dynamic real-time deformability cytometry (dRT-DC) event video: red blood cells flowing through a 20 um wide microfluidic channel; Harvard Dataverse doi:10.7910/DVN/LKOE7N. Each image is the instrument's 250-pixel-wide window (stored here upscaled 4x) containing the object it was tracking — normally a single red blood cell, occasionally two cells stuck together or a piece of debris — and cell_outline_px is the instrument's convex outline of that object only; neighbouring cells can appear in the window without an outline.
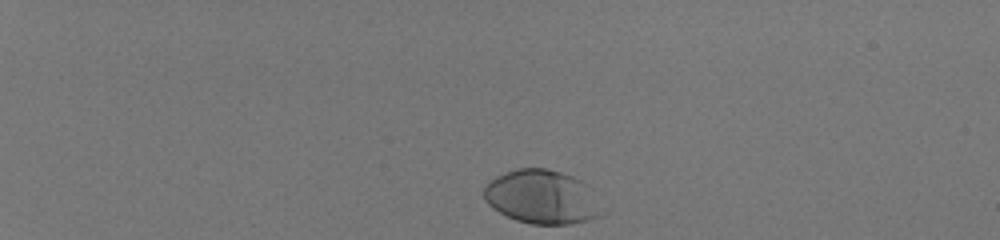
{"species": "human", "species_latin": "Homo sapiens", "temperature_condition": "room temperature", "stored_images_in_passage": 38, "camera_frame_rate_fps": 3000, "um_per_image_px": 0.085, "donor": {"sex": "male"}, "frame": {"image": 1, "passage_image": 1, "time_ms": 0.0, "image_size_px": [1000, 240], "cell_outline_px": [[608, 212], [600, 216], [588, 220], [572, 224], [532, 224], [516, 220], [492, 208], [484, 200], [484, 188], [496, 176], [504, 172], [516, 168], [544, 168], [560, 172], [572, 176], [580, 180], [584, 184]], "centroid_in_image_um": [46.09, 16.76], "position_along_channel_um": 38.9, "area_um2": 37.05}}
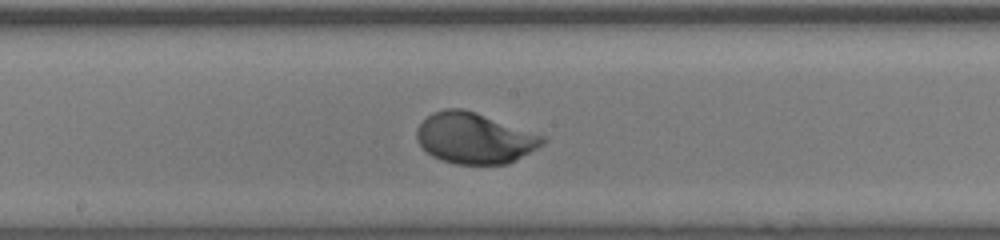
{"frame": {"image": 2, "passage_image": 22, "time_ms": 7.0, "image_size_px": [1000, 240], "cell_outline_px": [[548, 140], [544, 144], [508, 164], [456, 164], [440, 160], [432, 156], [416, 140], [416, 128], [432, 112], [444, 108], [460, 108], [476, 112], [548, 136]], "centroid_in_image_um": [40.37, 11.73], "position_along_channel_um": 207.8, "area_um2": 37.63}}
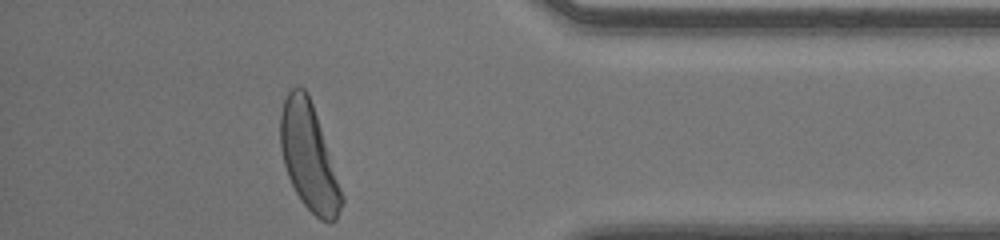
{"frame": {"image": 3, "passage_image": 38, "time_ms": 12.333, "image_size_px": [1000, 240], "cell_outline_px": [[344, 200], [336, 220], [332, 224], [320, 220], [304, 204], [296, 192], [288, 176], [284, 164], [280, 148], [280, 112], [284, 100], [288, 92], [296, 84], [304, 88], [308, 92], [344, 196]], "centroid_in_image_um": [26.24, 13.34], "position_along_channel_um": 409.0, "area_um2": 37.86}, "authors_computed_cell_mechanics": {"area_um2": 36.4429, "velocity_mm_per_s": 4.0601, "shape_relaxation_time_tau1_ms": 1.557, "shape_relaxation_time_tau2_ms": null, "deformation_change_tau1": 0.1521, "deformation_change_tau2": null}}